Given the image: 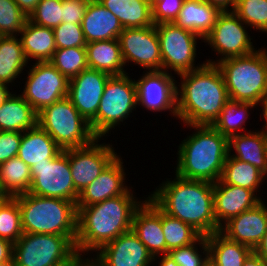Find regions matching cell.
<instances>
[{
  "instance_id": "cell-1",
  "label": "cell",
  "mask_w": 267,
  "mask_h": 266,
  "mask_svg": "<svg viewBox=\"0 0 267 266\" xmlns=\"http://www.w3.org/2000/svg\"><path fill=\"white\" fill-rule=\"evenodd\" d=\"M132 188L123 195L77 207L75 247L78 255L91 256L121 234L132 230L134 212L145 200V197L138 199Z\"/></svg>"
},
{
  "instance_id": "cell-2",
  "label": "cell",
  "mask_w": 267,
  "mask_h": 266,
  "mask_svg": "<svg viewBox=\"0 0 267 266\" xmlns=\"http://www.w3.org/2000/svg\"><path fill=\"white\" fill-rule=\"evenodd\" d=\"M164 180L148 197L167 215L192 226L202 236L220 231L214 216V184L175 174Z\"/></svg>"
},
{
  "instance_id": "cell-3",
  "label": "cell",
  "mask_w": 267,
  "mask_h": 266,
  "mask_svg": "<svg viewBox=\"0 0 267 266\" xmlns=\"http://www.w3.org/2000/svg\"><path fill=\"white\" fill-rule=\"evenodd\" d=\"M177 118L185 125H212L230 100L216 64L178 75Z\"/></svg>"
},
{
  "instance_id": "cell-4",
  "label": "cell",
  "mask_w": 267,
  "mask_h": 266,
  "mask_svg": "<svg viewBox=\"0 0 267 266\" xmlns=\"http://www.w3.org/2000/svg\"><path fill=\"white\" fill-rule=\"evenodd\" d=\"M194 132L178 147L175 174L190 180L215 183L220 180L229 154L228 138L212 125H184Z\"/></svg>"
},
{
  "instance_id": "cell-5",
  "label": "cell",
  "mask_w": 267,
  "mask_h": 266,
  "mask_svg": "<svg viewBox=\"0 0 267 266\" xmlns=\"http://www.w3.org/2000/svg\"><path fill=\"white\" fill-rule=\"evenodd\" d=\"M14 198L21 211L23 233L67 236L74 244L77 234L76 203L61 198L24 193Z\"/></svg>"
},
{
  "instance_id": "cell-6",
  "label": "cell",
  "mask_w": 267,
  "mask_h": 266,
  "mask_svg": "<svg viewBox=\"0 0 267 266\" xmlns=\"http://www.w3.org/2000/svg\"><path fill=\"white\" fill-rule=\"evenodd\" d=\"M230 100L256 106L267 98V48L246 56L230 57L216 63Z\"/></svg>"
},
{
  "instance_id": "cell-7",
  "label": "cell",
  "mask_w": 267,
  "mask_h": 266,
  "mask_svg": "<svg viewBox=\"0 0 267 266\" xmlns=\"http://www.w3.org/2000/svg\"><path fill=\"white\" fill-rule=\"evenodd\" d=\"M138 107L137 86L135 79L126 73L111 75L106 83L104 93L96 114L89 123L93 134L107 139L112 129L122 125L131 117ZM110 132V133H109ZM107 138H106V137Z\"/></svg>"
},
{
  "instance_id": "cell-8",
  "label": "cell",
  "mask_w": 267,
  "mask_h": 266,
  "mask_svg": "<svg viewBox=\"0 0 267 266\" xmlns=\"http://www.w3.org/2000/svg\"><path fill=\"white\" fill-rule=\"evenodd\" d=\"M37 124L62 150L89 145L97 138L89 123L67 97L38 112Z\"/></svg>"
},
{
  "instance_id": "cell-9",
  "label": "cell",
  "mask_w": 267,
  "mask_h": 266,
  "mask_svg": "<svg viewBox=\"0 0 267 266\" xmlns=\"http://www.w3.org/2000/svg\"><path fill=\"white\" fill-rule=\"evenodd\" d=\"M77 256L67 236L23 233L13 244L16 266H70Z\"/></svg>"
},
{
  "instance_id": "cell-10",
  "label": "cell",
  "mask_w": 267,
  "mask_h": 266,
  "mask_svg": "<svg viewBox=\"0 0 267 266\" xmlns=\"http://www.w3.org/2000/svg\"><path fill=\"white\" fill-rule=\"evenodd\" d=\"M160 42L162 71L175 75L190 72L202 67L206 62L196 64L197 41L203 39L177 26L174 22L154 24ZM197 47V48H196Z\"/></svg>"
},
{
  "instance_id": "cell-11",
  "label": "cell",
  "mask_w": 267,
  "mask_h": 266,
  "mask_svg": "<svg viewBox=\"0 0 267 266\" xmlns=\"http://www.w3.org/2000/svg\"><path fill=\"white\" fill-rule=\"evenodd\" d=\"M247 28L248 26L233 11L221 12L213 28L203 39L219 59L209 58L205 62L216 64L226 58L246 56L255 52L257 48L253 45V38Z\"/></svg>"
},
{
  "instance_id": "cell-12",
  "label": "cell",
  "mask_w": 267,
  "mask_h": 266,
  "mask_svg": "<svg viewBox=\"0 0 267 266\" xmlns=\"http://www.w3.org/2000/svg\"><path fill=\"white\" fill-rule=\"evenodd\" d=\"M32 64L25 70L28 76L24 77L27 80L20 95L38 113L44 107L67 97L69 80L49 61Z\"/></svg>"
},
{
  "instance_id": "cell-13",
  "label": "cell",
  "mask_w": 267,
  "mask_h": 266,
  "mask_svg": "<svg viewBox=\"0 0 267 266\" xmlns=\"http://www.w3.org/2000/svg\"><path fill=\"white\" fill-rule=\"evenodd\" d=\"M31 176L32 182L28 193L77 203L79 193L74 187L66 150L50 162L34 164L31 167Z\"/></svg>"
},
{
  "instance_id": "cell-14",
  "label": "cell",
  "mask_w": 267,
  "mask_h": 266,
  "mask_svg": "<svg viewBox=\"0 0 267 266\" xmlns=\"http://www.w3.org/2000/svg\"><path fill=\"white\" fill-rule=\"evenodd\" d=\"M95 138L89 145L65 149L74 187L78 193L91 184L118 156L114 145Z\"/></svg>"
},
{
  "instance_id": "cell-15",
  "label": "cell",
  "mask_w": 267,
  "mask_h": 266,
  "mask_svg": "<svg viewBox=\"0 0 267 266\" xmlns=\"http://www.w3.org/2000/svg\"><path fill=\"white\" fill-rule=\"evenodd\" d=\"M118 41L125 66L134 63L146 69V72L162 71L160 42L155 25L124 28L118 36Z\"/></svg>"
},
{
  "instance_id": "cell-16",
  "label": "cell",
  "mask_w": 267,
  "mask_h": 266,
  "mask_svg": "<svg viewBox=\"0 0 267 266\" xmlns=\"http://www.w3.org/2000/svg\"><path fill=\"white\" fill-rule=\"evenodd\" d=\"M135 80L138 107L151 112H166L177 119V80L174 73L166 71H143Z\"/></svg>"
},
{
  "instance_id": "cell-17",
  "label": "cell",
  "mask_w": 267,
  "mask_h": 266,
  "mask_svg": "<svg viewBox=\"0 0 267 266\" xmlns=\"http://www.w3.org/2000/svg\"><path fill=\"white\" fill-rule=\"evenodd\" d=\"M110 76L106 72L88 68L69 80L67 98L88 123L96 117Z\"/></svg>"
},
{
  "instance_id": "cell-18",
  "label": "cell",
  "mask_w": 267,
  "mask_h": 266,
  "mask_svg": "<svg viewBox=\"0 0 267 266\" xmlns=\"http://www.w3.org/2000/svg\"><path fill=\"white\" fill-rule=\"evenodd\" d=\"M103 266H150L153 256L138 236L130 230L93 254Z\"/></svg>"
},
{
  "instance_id": "cell-19",
  "label": "cell",
  "mask_w": 267,
  "mask_h": 266,
  "mask_svg": "<svg viewBox=\"0 0 267 266\" xmlns=\"http://www.w3.org/2000/svg\"><path fill=\"white\" fill-rule=\"evenodd\" d=\"M264 199L253 208L230 218L221 226L220 232L254 250L267 230V204Z\"/></svg>"
},
{
  "instance_id": "cell-20",
  "label": "cell",
  "mask_w": 267,
  "mask_h": 266,
  "mask_svg": "<svg viewBox=\"0 0 267 266\" xmlns=\"http://www.w3.org/2000/svg\"><path fill=\"white\" fill-rule=\"evenodd\" d=\"M122 157L119 155L83 191L79 193L76 207L90 206L106 199L123 195L129 188Z\"/></svg>"
},
{
  "instance_id": "cell-21",
  "label": "cell",
  "mask_w": 267,
  "mask_h": 266,
  "mask_svg": "<svg viewBox=\"0 0 267 266\" xmlns=\"http://www.w3.org/2000/svg\"><path fill=\"white\" fill-rule=\"evenodd\" d=\"M147 196L134 212L132 230L154 258L166 254V242L162 230V210Z\"/></svg>"
},
{
  "instance_id": "cell-22",
  "label": "cell",
  "mask_w": 267,
  "mask_h": 266,
  "mask_svg": "<svg viewBox=\"0 0 267 266\" xmlns=\"http://www.w3.org/2000/svg\"><path fill=\"white\" fill-rule=\"evenodd\" d=\"M261 201L250 189L224 184L221 180L214 183V216L220 227L230 218L253 208Z\"/></svg>"
},
{
  "instance_id": "cell-23",
  "label": "cell",
  "mask_w": 267,
  "mask_h": 266,
  "mask_svg": "<svg viewBox=\"0 0 267 266\" xmlns=\"http://www.w3.org/2000/svg\"><path fill=\"white\" fill-rule=\"evenodd\" d=\"M81 26L86 43L118 39L124 29L119 19L98 0L88 3Z\"/></svg>"
},
{
  "instance_id": "cell-24",
  "label": "cell",
  "mask_w": 267,
  "mask_h": 266,
  "mask_svg": "<svg viewBox=\"0 0 267 266\" xmlns=\"http://www.w3.org/2000/svg\"><path fill=\"white\" fill-rule=\"evenodd\" d=\"M228 146L231 157L254 165L267 176V136L261 130L233 135Z\"/></svg>"
},
{
  "instance_id": "cell-25",
  "label": "cell",
  "mask_w": 267,
  "mask_h": 266,
  "mask_svg": "<svg viewBox=\"0 0 267 266\" xmlns=\"http://www.w3.org/2000/svg\"><path fill=\"white\" fill-rule=\"evenodd\" d=\"M63 150L38 124L22 133L17 157L30 168L34 164L50 162Z\"/></svg>"
},
{
  "instance_id": "cell-26",
  "label": "cell",
  "mask_w": 267,
  "mask_h": 266,
  "mask_svg": "<svg viewBox=\"0 0 267 266\" xmlns=\"http://www.w3.org/2000/svg\"><path fill=\"white\" fill-rule=\"evenodd\" d=\"M17 92H12L0 105V131L21 132L37 125L38 113Z\"/></svg>"
},
{
  "instance_id": "cell-27",
  "label": "cell",
  "mask_w": 267,
  "mask_h": 266,
  "mask_svg": "<svg viewBox=\"0 0 267 266\" xmlns=\"http://www.w3.org/2000/svg\"><path fill=\"white\" fill-rule=\"evenodd\" d=\"M221 11L205 0H184L175 24L204 39L216 23Z\"/></svg>"
},
{
  "instance_id": "cell-28",
  "label": "cell",
  "mask_w": 267,
  "mask_h": 266,
  "mask_svg": "<svg viewBox=\"0 0 267 266\" xmlns=\"http://www.w3.org/2000/svg\"><path fill=\"white\" fill-rule=\"evenodd\" d=\"M18 36L28 62L32 59L35 62L50 61L57 49L53 29L35 25L29 20Z\"/></svg>"
},
{
  "instance_id": "cell-29",
  "label": "cell",
  "mask_w": 267,
  "mask_h": 266,
  "mask_svg": "<svg viewBox=\"0 0 267 266\" xmlns=\"http://www.w3.org/2000/svg\"><path fill=\"white\" fill-rule=\"evenodd\" d=\"M86 51L87 64L90 69L103 71L110 75L127 73L118 39L86 43Z\"/></svg>"
},
{
  "instance_id": "cell-30",
  "label": "cell",
  "mask_w": 267,
  "mask_h": 266,
  "mask_svg": "<svg viewBox=\"0 0 267 266\" xmlns=\"http://www.w3.org/2000/svg\"><path fill=\"white\" fill-rule=\"evenodd\" d=\"M120 21L123 28L153 26L151 0H98Z\"/></svg>"
},
{
  "instance_id": "cell-31",
  "label": "cell",
  "mask_w": 267,
  "mask_h": 266,
  "mask_svg": "<svg viewBox=\"0 0 267 266\" xmlns=\"http://www.w3.org/2000/svg\"><path fill=\"white\" fill-rule=\"evenodd\" d=\"M28 64L19 36H0V84L15 86Z\"/></svg>"
},
{
  "instance_id": "cell-32",
  "label": "cell",
  "mask_w": 267,
  "mask_h": 266,
  "mask_svg": "<svg viewBox=\"0 0 267 266\" xmlns=\"http://www.w3.org/2000/svg\"><path fill=\"white\" fill-rule=\"evenodd\" d=\"M206 237L209 260L215 266H242L253 252L247 245L228 239L220 231Z\"/></svg>"
},
{
  "instance_id": "cell-33",
  "label": "cell",
  "mask_w": 267,
  "mask_h": 266,
  "mask_svg": "<svg viewBox=\"0 0 267 266\" xmlns=\"http://www.w3.org/2000/svg\"><path fill=\"white\" fill-rule=\"evenodd\" d=\"M266 179L267 176L257 167L250 163L235 159L229 154L226 158L220 178L224 184L240 186L254 191L261 199L262 196L260 194L261 190H259V186L266 183Z\"/></svg>"
},
{
  "instance_id": "cell-34",
  "label": "cell",
  "mask_w": 267,
  "mask_h": 266,
  "mask_svg": "<svg viewBox=\"0 0 267 266\" xmlns=\"http://www.w3.org/2000/svg\"><path fill=\"white\" fill-rule=\"evenodd\" d=\"M31 182V168L19 157L0 164V194L14 197L28 193Z\"/></svg>"
},
{
  "instance_id": "cell-35",
  "label": "cell",
  "mask_w": 267,
  "mask_h": 266,
  "mask_svg": "<svg viewBox=\"0 0 267 266\" xmlns=\"http://www.w3.org/2000/svg\"><path fill=\"white\" fill-rule=\"evenodd\" d=\"M259 107L250 102L229 100L212 126L228 139L233 135L250 132L245 126L252 109ZM251 109V110H249ZM242 131V132H240Z\"/></svg>"
},
{
  "instance_id": "cell-36",
  "label": "cell",
  "mask_w": 267,
  "mask_h": 266,
  "mask_svg": "<svg viewBox=\"0 0 267 266\" xmlns=\"http://www.w3.org/2000/svg\"><path fill=\"white\" fill-rule=\"evenodd\" d=\"M162 230L166 242V254L172 249L196 242L202 235L192 226L162 211Z\"/></svg>"
},
{
  "instance_id": "cell-37",
  "label": "cell",
  "mask_w": 267,
  "mask_h": 266,
  "mask_svg": "<svg viewBox=\"0 0 267 266\" xmlns=\"http://www.w3.org/2000/svg\"><path fill=\"white\" fill-rule=\"evenodd\" d=\"M49 62L68 80L89 68L86 48L80 47L56 49Z\"/></svg>"
},
{
  "instance_id": "cell-38",
  "label": "cell",
  "mask_w": 267,
  "mask_h": 266,
  "mask_svg": "<svg viewBox=\"0 0 267 266\" xmlns=\"http://www.w3.org/2000/svg\"><path fill=\"white\" fill-rule=\"evenodd\" d=\"M23 235L21 211L14 197H7L0 204V238L13 244Z\"/></svg>"
},
{
  "instance_id": "cell-39",
  "label": "cell",
  "mask_w": 267,
  "mask_h": 266,
  "mask_svg": "<svg viewBox=\"0 0 267 266\" xmlns=\"http://www.w3.org/2000/svg\"><path fill=\"white\" fill-rule=\"evenodd\" d=\"M233 12L252 30L267 33V0H237Z\"/></svg>"
},
{
  "instance_id": "cell-40",
  "label": "cell",
  "mask_w": 267,
  "mask_h": 266,
  "mask_svg": "<svg viewBox=\"0 0 267 266\" xmlns=\"http://www.w3.org/2000/svg\"><path fill=\"white\" fill-rule=\"evenodd\" d=\"M168 254L178 266H204L209 260L207 237L201 236L191 245L172 249Z\"/></svg>"
},
{
  "instance_id": "cell-41",
  "label": "cell",
  "mask_w": 267,
  "mask_h": 266,
  "mask_svg": "<svg viewBox=\"0 0 267 266\" xmlns=\"http://www.w3.org/2000/svg\"><path fill=\"white\" fill-rule=\"evenodd\" d=\"M27 20L14 0H0V36H18Z\"/></svg>"
},
{
  "instance_id": "cell-42",
  "label": "cell",
  "mask_w": 267,
  "mask_h": 266,
  "mask_svg": "<svg viewBox=\"0 0 267 266\" xmlns=\"http://www.w3.org/2000/svg\"><path fill=\"white\" fill-rule=\"evenodd\" d=\"M28 20L35 25L55 28L62 23V0H40Z\"/></svg>"
},
{
  "instance_id": "cell-43",
  "label": "cell",
  "mask_w": 267,
  "mask_h": 266,
  "mask_svg": "<svg viewBox=\"0 0 267 266\" xmlns=\"http://www.w3.org/2000/svg\"><path fill=\"white\" fill-rule=\"evenodd\" d=\"M57 49L80 47L86 48L81 24L61 23L53 28Z\"/></svg>"
},
{
  "instance_id": "cell-44",
  "label": "cell",
  "mask_w": 267,
  "mask_h": 266,
  "mask_svg": "<svg viewBox=\"0 0 267 266\" xmlns=\"http://www.w3.org/2000/svg\"><path fill=\"white\" fill-rule=\"evenodd\" d=\"M184 0H151L154 24L171 23L179 16Z\"/></svg>"
},
{
  "instance_id": "cell-45",
  "label": "cell",
  "mask_w": 267,
  "mask_h": 266,
  "mask_svg": "<svg viewBox=\"0 0 267 266\" xmlns=\"http://www.w3.org/2000/svg\"><path fill=\"white\" fill-rule=\"evenodd\" d=\"M21 140V132L0 131V164L18 155Z\"/></svg>"
},
{
  "instance_id": "cell-46",
  "label": "cell",
  "mask_w": 267,
  "mask_h": 266,
  "mask_svg": "<svg viewBox=\"0 0 267 266\" xmlns=\"http://www.w3.org/2000/svg\"><path fill=\"white\" fill-rule=\"evenodd\" d=\"M89 0H62V23L81 24Z\"/></svg>"
},
{
  "instance_id": "cell-47",
  "label": "cell",
  "mask_w": 267,
  "mask_h": 266,
  "mask_svg": "<svg viewBox=\"0 0 267 266\" xmlns=\"http://www.w3.org/2000/svg\"><path fill=\"white\" fill-rule=\"evenodd\" d=\"M13 258V243L0 238V263H4Z\"/></svg>"
},
{
  "instance_id": "cell-48",
  "label": "cell",
  "mask_w": 267,
  "mask_h": 266,
  "mask_svg": "<svg viewBox=\"0 0 267 266\" xmlns=\"http://www.w3.org/2000/svg\"><path fill=\"white\" fill-rule=\"evenodd\" d=\"M93 256V257H92ZM88 255V257H85V255H78L73 262L70 264V266H103L95 257L94 255Z\"/></svg>"
},
{
  "instance_id": "cell-49",
  "label": "cell",
  "mask_w": 267,
  "mask_h": 266,
  "mask_svg": "<svg viewBox=\"0 0 267 266\" xmlns=\"http://www.w3.org/2000/svg\"><path fill=\"white\" fill-rule=\"evenodd\" d=\"M211 6L218 8L221 12L234 11L237 0H205ZM229 7V8H228Z\"/></svg>"
},
{
  "instance_id": "cell-50",
  "label": "cell",
  "mask_w": 267,
  "mask_h": 266,
  "mask_svg": "<svg viewBox=\"0 0 267 266\" xmlns=\"http://www.w3.org/2000/svg\"><path fill=\"white\" fill-rule=\"evenodd\" d=\"M14 2L19 6L20 10L29 17L40 0H14Z\"/></svg>"
},
{
  "instance_id": "cell-51",
  "label": "cell",
  "mask_w": 267,
  "mask_h": 266,
  "mask_svg": "<svg viewBox=\"0 0 267 266\" xmlns=\"http://www.w3.org/2000/svg\"><path fill=\"white\" fill-rule=\"evenodd\" d=\"M253 252L267 264V230Z\"/></svg>"
},
{
  "instance_id": "cell-52",
  "label": "cell",
  "mask_w": 267,
  "mask_h": 266,
  "mask_svg": "<svg viewBox=\"0 0 267 266\" xmlns=\"http://www.w3.org/2000/svg\"><path fill=\"white\" fill-rule=\"evenodd\" d=\"M242 266H267V264L258 255L252 252Z\"/></svg>"
},
{
  "instance_id": "cell-53",
  "label": "cell",
  "mask_w": 267,
  "mask_h": 266,
  "mask_svg": "<svg viewBox=\"0 0 267 266\" xmlns=\"http://www.w3.org/2000/svg\"><path fill=\"white\" fill-rule=\"evenodd\" d=\"M156 260L158 261V266H178L169 254L156 256L154 257L153 262L157 263Z\"/></svg>"
},
{
  "instance_id": "cell-54",
  "label": "cell",
  "mask_w": 267,
  "mask_h": 266,
  "mask_svg": "<svg viewBox=\"0 0 267 266\" xmlns=\"http://www.w3.org/2000/svg\"><path fill=\"white\" fill-rule=\"evenodd\" d=\"M262 109L261 115H259L261 117V119L265 120L264 121V125H262L263 127H261V131L267 136V98L259 105Z\"/></svg>"
},
{
  "instance_id": "cell-55",
  "label": "cell",
  "mask_w": 267,
  "mask_h": 266,
  "mask_svg": "<svg viewBox=\"0 0 267 266\" xmlns=\"http://www.w3.org/2000/svg\"><path fill=\"white\" fill-rule=\"evenodd\" d=\"M10 86L5 84H0V105L4 103V101L9 97V95L13 92Z\"/></svg>"
},
{
  "instance_id": "cell-56",
  "label": "cell",
  "mask_w": 267,
  "mask_h": 266,
  "mask_svg": "<svg viewBox=\"0 0 267 266\" xmlns=\"http://www.w3.org/2000/svg\"><path fill=\"white\" fill-rule=\"evenodd\" d=\"M0 266H16V263L14 261V258H12L4 263H0Z\"/></svg>"
},
{
  "instance_id": "cell-57",
  "label": "cell",
  "mask_w": 267,
  "mask_h": 266,
  "mask_svg": "<svg viewBox=\"0 0 267 266\" xmlns=\"http://www.w3.org/2000/svg\"><path fill=\"white\" fill-rule=\"evenodd\" d=\"M7 198V196L0 194V204Z\"/></svg>"
},
{
  "instance_id": "cell-58",
  "label": "cell",
  "mask_w": 267,
  "mask_h": 266,
  "mask_svg": "<svg viewBox=\"0 0 267 266\" xmlns=\"http://www.w3.org/2000/svg\"><path fill=\"white\" fill-rule=\"evenodd\" d=\"M204 266H215V265L210 260H208Z\"/></svg>"
}]
</instances>
